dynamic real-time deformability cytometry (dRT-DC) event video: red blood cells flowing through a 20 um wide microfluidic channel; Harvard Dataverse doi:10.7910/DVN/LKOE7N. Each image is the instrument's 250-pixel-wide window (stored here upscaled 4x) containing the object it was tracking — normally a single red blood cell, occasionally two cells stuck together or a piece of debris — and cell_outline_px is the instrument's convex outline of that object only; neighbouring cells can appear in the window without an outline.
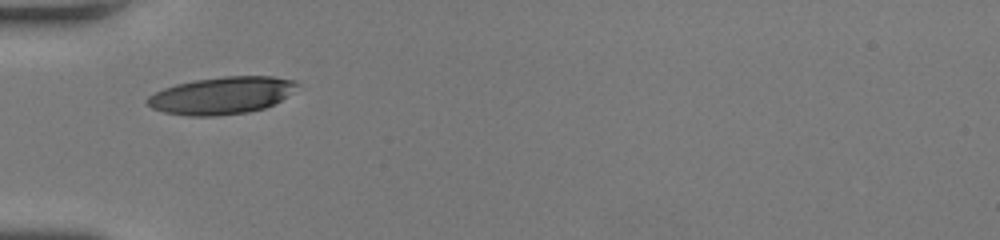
{"species": "human", "species_latin": "Homo sapiens", "temperature_condition": "room temperature", "stored_images_in_passage": 26, "camera_frame_rate_fps": 3000, "um_per_image_px": 0.085, "donor": {"sex": "female"}, "frame": {"image": 1, "passage_image": 1, "time_ms": 0.0, "image_size_px": [1000, 240], "cell_outline_px": [[300, 84], [280, 100], [264, 108], [248, 112], [216, 116], [188, 116], [164, 112], [152, 108], [144, 100], [148, 96], [164, 88], [176, 84], [196, 80], [224, 76], [272, 76], [296, 80]], "centroid_in_image_um": [18.82, 8.11], "position_along_channel_um": 66.2, "area_um2": 32.37}}
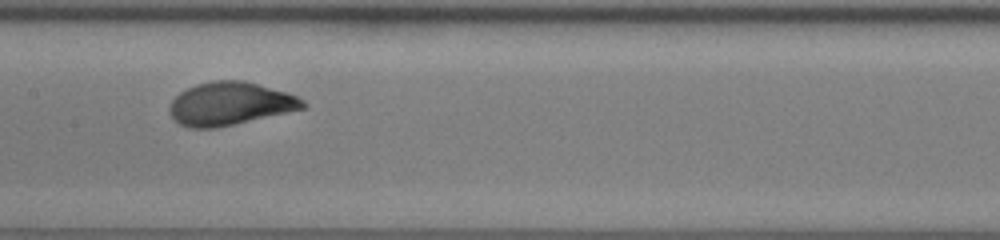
{"frame": {"image": 2, "passage_image": 10, "time_ms": 3.0, "image_size_px": [1000, 240], "cell_outline_px": [[308, 104], [304, 108], [288, 112], [216, 128], [188, 128], [180, 124], [172, 116], [168, 108], [172, 100], [180, 92], [196, 84], [216, 80], [244, 80], [284, 92], [296, 96], [304, 100]], "centroid_in_image_um": [19.53, 8.82], "position_along_channel_um": 187.9, "area_um2": 33.18}}
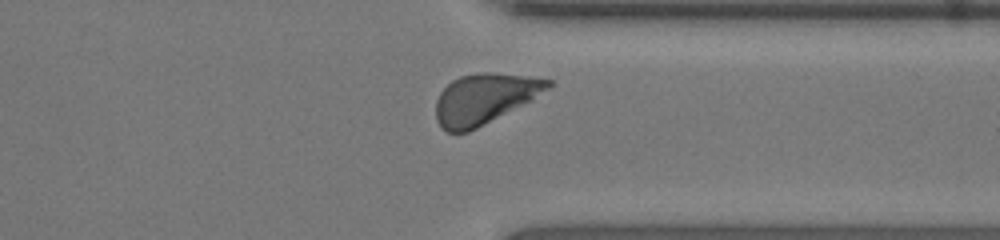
{"frame": {"image": 3, "passage_image": 23, "time_ms": 7.333, "image_size_px": [1000, 240], "cell_outline_px": [[552, 88], [532, 100], [468, 132], [448, 132], [440, 128], [436, 120], [436, 100], [440, 92], [452, 80], [460, 76], [476, 72], [492, 72], [524, 76], [552, 80]], "centroid_in_image_um": [41.17, 8.39], "position_along_channel_um": 370.2, "area_um2": 32.89}, "authors_computed_cell_mechanics": {"area_um2": 32.9749, "velocity_mm_per_s": 4.1927, "shape_relaxation_time_tau1_ms": 2.3855, "shape_relaxation_time_tau2_ms": null, "deformation_change_tau1": 0.1479, "deformation_change_tau2": null}}